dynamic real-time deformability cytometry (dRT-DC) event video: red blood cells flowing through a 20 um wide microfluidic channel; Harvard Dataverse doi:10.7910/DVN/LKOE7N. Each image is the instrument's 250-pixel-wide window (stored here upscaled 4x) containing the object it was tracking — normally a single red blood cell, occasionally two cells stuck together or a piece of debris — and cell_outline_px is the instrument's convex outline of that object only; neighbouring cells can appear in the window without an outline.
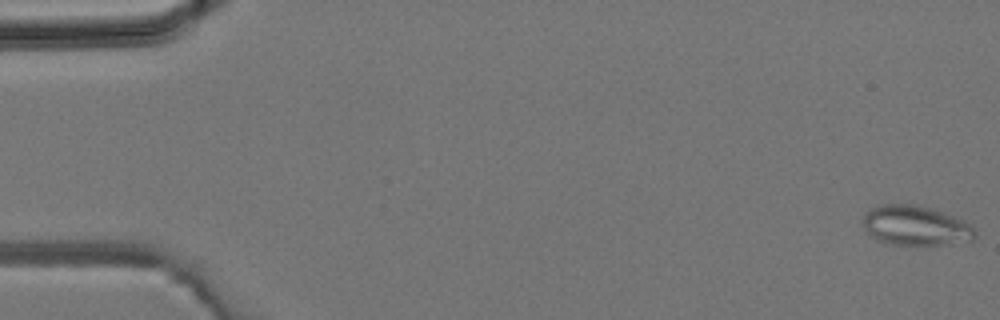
{"species": "common noctule bat (a hibernating species)", "species_latin": "Nyctalus noctula", "temperature_condition": "room temperature", "stored_images_in_passage": 42, "camera_frame_rate_fps": 3000, "um_per_image_px": 0.085, "animal": {"sex": "male", "body_mass_g": 19.2, "forearm_length_mm": 51.8}, "frame": {"image": 1, "passage_image": 1, "time_ms": 0.0, "image_size_px": [1000, 320], "cell_outline_px": [[976, 236], [972, 240], [948, 244], [892, 244], [880, 240], [872, 236], [864, 228], [864, 216], [868, 208], [880, 204], [916, 204], [932, 208], [964, 220], [972, 224], [976, 228]], "centroid_in_image_um": [77.86, 19.15], "position_along_channel_um": 7.1, "area_um2": 26.01}}
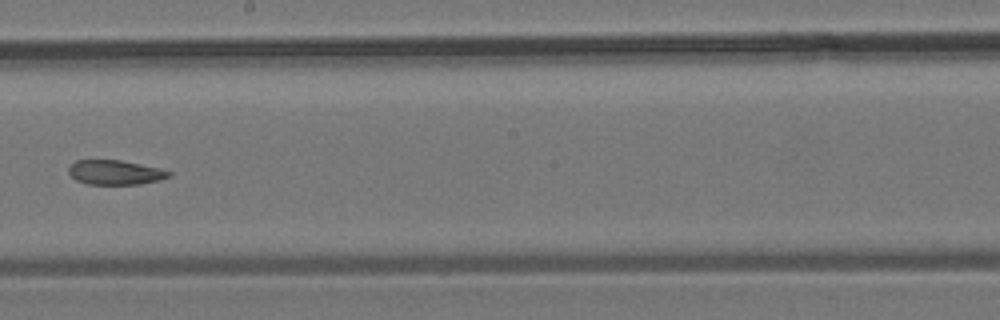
{"frame": {"image": 2, "passage_image": 24, "time_ms": 7.667, "image_size_px": [1000, 320], "cell_outline_px": [[172, 176], [160, 180], [140, 184], [88, 184], [76, 180], [68, 172], [68, 168], [76, 160], [120, 160], [160, 168], [172, 172]], "centroid_in_image_um": [9.82, 14.65], "position_along_channel_um": 238.4, "area_um2": 14.33}}
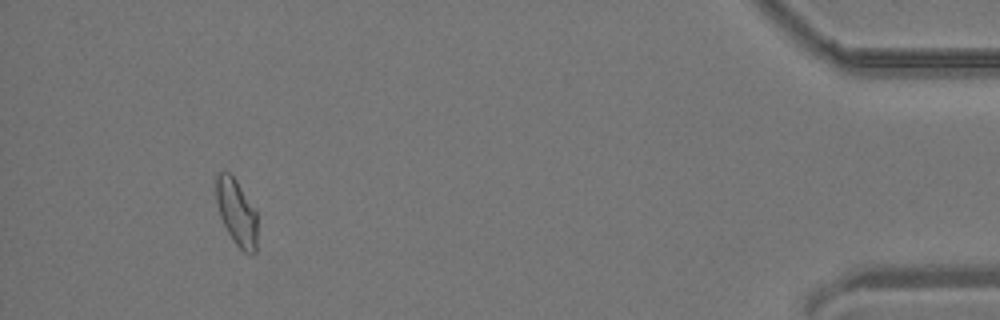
{"frame": {"image": 3, "passage_image": 39, "time_ms": 12.667, "image_size_px": [1000, 320], "cell_outline_px": [[256, 252], [244, 252], [232, 240], [220, 216], [216, 200], [216, 172], [228, 172], [236, 180], [256, 212]], "centroid_in_image_um": [20.08, 18.03], "position_along_channel_um": 415.1, "area_um2": 15.55}}